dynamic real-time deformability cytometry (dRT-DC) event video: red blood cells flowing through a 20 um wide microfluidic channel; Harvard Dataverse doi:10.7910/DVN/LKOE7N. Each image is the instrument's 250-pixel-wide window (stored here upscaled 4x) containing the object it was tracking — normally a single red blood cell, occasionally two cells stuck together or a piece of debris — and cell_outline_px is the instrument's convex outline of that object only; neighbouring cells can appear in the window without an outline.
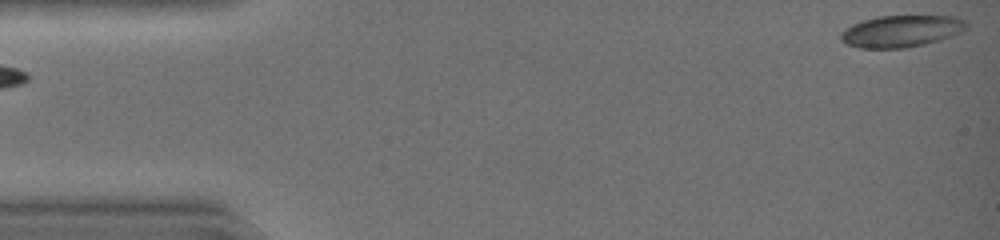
{"species": "common noctule bat (a hibernating species)", "species_latin": "Nyctalus noctula", "temperature_condition": "warm", "stored_images_in_passage": 14, "camera_frame_rate_fps": 3000, "um_per_image_px": 0.085, "animal": {"sex": "female", "body_mass_g": 19.0, "forearm_length_mm": 51.5}, "frame": {"image": 1, "passage_image": 1, "time_ms": 0.0, "image_size_px": [1000, 240], "cell_outline_px": [[968, 28], [960, 32], [940, 40], [924, 44], [904, 48], [860, 48], [848, 44], [840, 40], [840, 32], [844, 28], [852, 24], [876, 16], [956, 16], [964, 20], [968, 24]], "centroid_in_image_um": [76.59, 2.64], "position_along_channel_um": 8.4, "area_um2": 23.35}}
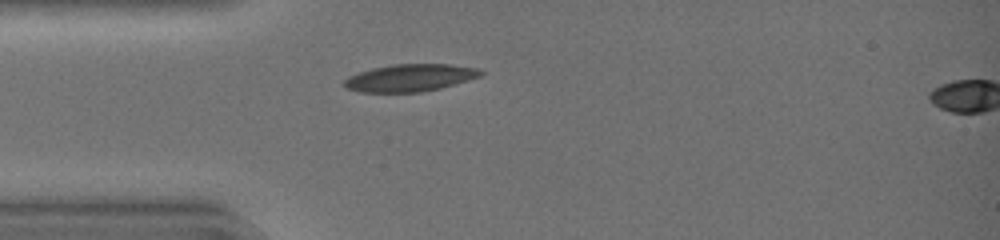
{"frame": {"image": 2, "passage_image": 12, "time_ms": 3.667, "image_size_px": [1000, 240], "cell_outline_px": [[484, 72], [480, 76], [440, 88], [420, 92], [360, 92], [344, 88], [344, 80], [348, 76], [372, 68], [392, 64], [448, 64], [476, 68]], "centroid_in_image_um": [34.8, 6.61], "position_along_channel_um": 50.2, "area_um2": 21.56}}